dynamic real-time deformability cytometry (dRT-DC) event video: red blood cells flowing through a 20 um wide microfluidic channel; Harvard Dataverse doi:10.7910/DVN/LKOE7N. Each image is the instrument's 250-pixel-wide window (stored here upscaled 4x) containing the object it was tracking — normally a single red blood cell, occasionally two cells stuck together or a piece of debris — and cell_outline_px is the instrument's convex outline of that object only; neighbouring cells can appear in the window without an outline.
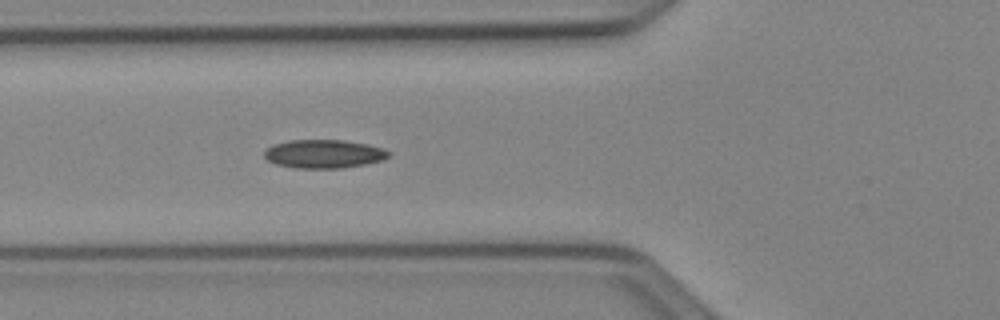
{"species": "Egyptian fruit bat (a non-hibernating species)", "species_latin": "Rousettus aegyptiacus", "temperature_condition": "cold", "stored_images_in_passage": 3, "camera_frame_rate_fps": 3000, "um_per_image_px": 0.085, "animal": {"sex": "female"}, "frame": {"image": 1, "passage_image": 3, "time_ms": 0.667, "image_size_px": [1000, 320], "cell_outline_px": [[392, 152], [388, 156], [380, 160], [364, 164], [340, 168], [296, 168], [276, 164], [268, 160], [264, 156], [264, 152], [272, 144], [288, 140], [344, 140], [368, 144], [384, 148]], "centroid_in_image_um": [27.52, 13.07], "position_along_channel_um": 98.3, "area_um2": 20.63}}